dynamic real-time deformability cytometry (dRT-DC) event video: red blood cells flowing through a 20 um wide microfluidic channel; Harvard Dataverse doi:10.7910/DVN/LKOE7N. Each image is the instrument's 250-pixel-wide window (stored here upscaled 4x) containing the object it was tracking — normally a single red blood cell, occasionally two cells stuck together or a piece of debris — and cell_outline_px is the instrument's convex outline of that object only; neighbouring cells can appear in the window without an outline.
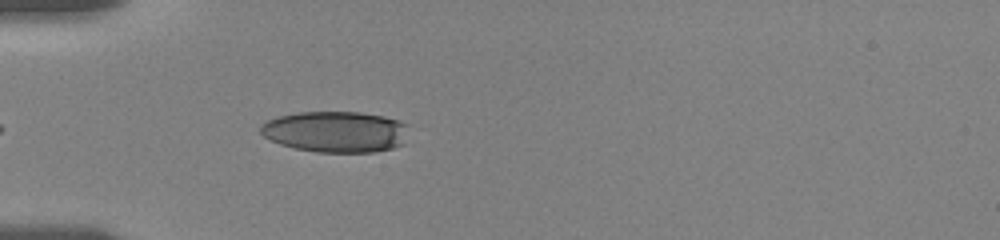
{"species": "human", "species_latin": "Homo sapiens", "temperature_condition": "room temperature", "stored_images_in_passage": 6, "camera_frame_rate_fps": 3000, "um_per_image_px": 0.085, "donor": {"sex": "female"}, "frame": {"image": 1, "passage_image": 6, "time_ms": 5.333, "image_size_px": [1000, 240], "cell_outline_px": [[408, 124], [404, 144], [392, 148], [376, 152], [316, 152], [296, 148], [280, 144], [264, 136], [260, 132], [260, 128], [268, 120], [280, 116], [296, 112], [360, 112], [384, 116], [400, 120]], "centroid_in_image_um": [28.58, 11.19], "position_along_channel_um": 56.4, "area_um2": 35.55}}